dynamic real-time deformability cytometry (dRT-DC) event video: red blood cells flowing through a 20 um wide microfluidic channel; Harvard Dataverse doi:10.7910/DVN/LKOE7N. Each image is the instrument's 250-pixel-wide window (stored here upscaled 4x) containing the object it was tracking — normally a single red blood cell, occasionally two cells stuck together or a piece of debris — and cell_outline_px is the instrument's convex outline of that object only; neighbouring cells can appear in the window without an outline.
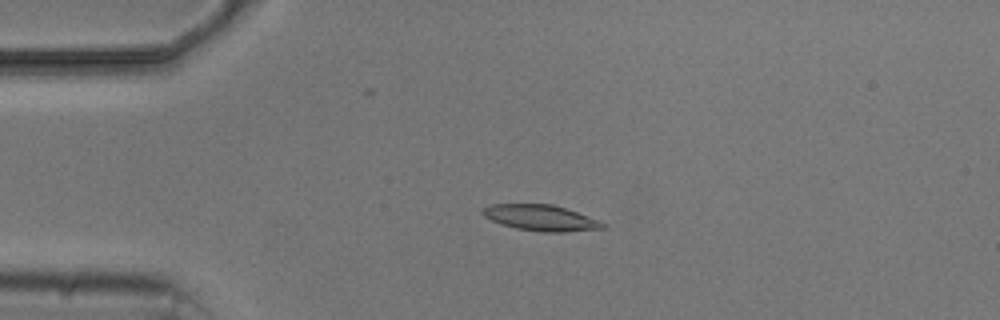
{"species": "common noctule bat (a hibernating species)", "species_latin": "Nyctalus noctula", "temperature_condition": "cold", "stored_images_in_passage": 4, "camera_frame_rate_fps": 3000, "um_per_image_px": 0.085, "animal": {"sex": "male", "body_mass_g": 20.5, "forearm_length_mm": 52.5}, "frame": {"image": 1, "passage_image": 2, "time_ms": 2.0, "image_size_px": [1000, 320], "cell_outline_px": [[608, 224], [604, 228], [564, 232], [544, 232], [516, 228], [492, 220], [484, 216], [480, 212], [484, 208], [492, 204], [552, 204], [600, 220]], "centroid_in_image_um": [46.0, 18.51], "position_along_channel_um": 39.0, "area_um2": 17.92}}
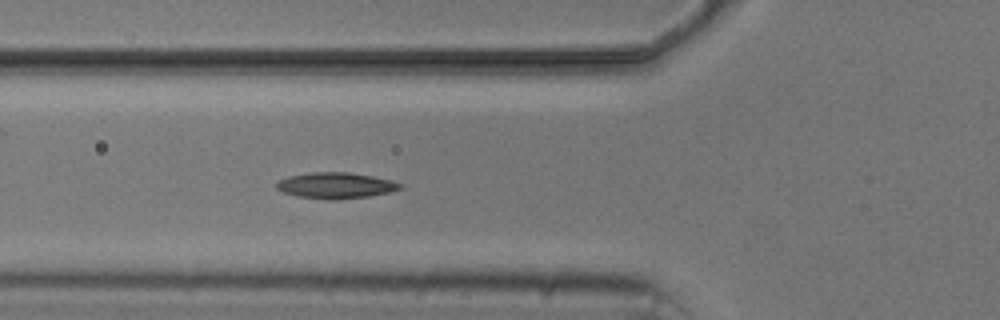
{"frame": {"image": 2, "passage_image": 4, "time_ms": 4.333, "image_size_px": [1000, 320], "cell_outline_px": [[404, 188], [388, 192], [368, 196], [340, 200], [328, 200], [296, 196], [284, 192], [276, 188], [276, 184], [280, 180], [288, 176], [312, 172], [348, 172], [372, 176], [392, 180], [404, 184]], "centroid_in_image_um": [28.57, 15.77], "position_along_channel_um": 97.2, "area_um2": 18.84}}